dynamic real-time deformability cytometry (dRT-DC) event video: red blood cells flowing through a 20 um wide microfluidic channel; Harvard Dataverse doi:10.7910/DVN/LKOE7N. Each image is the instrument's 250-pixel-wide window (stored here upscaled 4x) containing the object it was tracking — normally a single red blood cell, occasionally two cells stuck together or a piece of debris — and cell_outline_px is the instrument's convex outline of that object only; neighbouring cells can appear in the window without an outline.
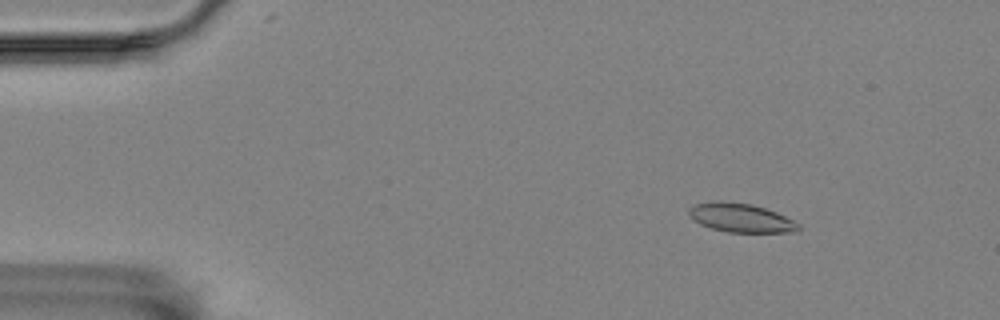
{"species": "Egyptian fruit bat (a non-hibernating species)", "species_latin": "Rousettus aegyptiacus", "temperature_condition": "room temperature", "stored_images_in_passage": 5, "camera_frame_rate_fps": 3000, "um_per_image_px": 0.085, "animal": {"sex": "female"}, "frame": {"image": 1, "passage_image": 3, "time_ms": 2.333, "image_size_px": [1000, 320], "cell_outline_px": [[800, 232], [728, 232], [712, 228], [700, 224], [692, 220], [688, 216], [688, 208], [696, 204], [712, 200], [720, 200], [752, 204], [776, 212], [800, 224]], "centroid_in_image_um": [62.94, 18.5], "position_along_channel_um": 22.1, "area_um2": 18.61}}
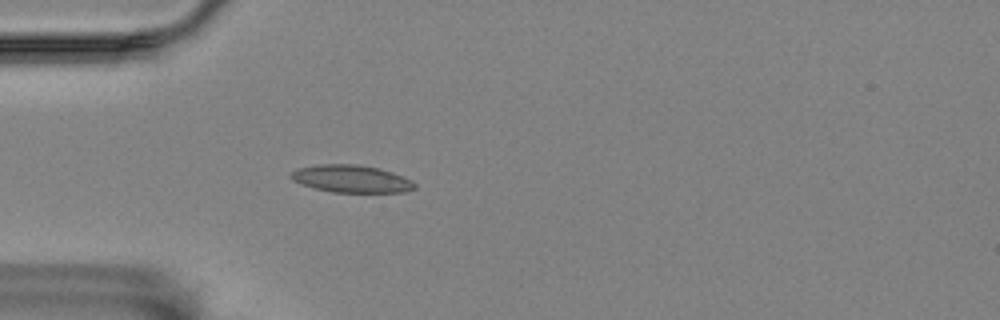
{"frame": {"image": 2, "passage_image": 5, "time_ms": 5.333, "image_size_px": [1000, 320], "cell_outline_px": [[416, 188], [404, 192], [332, 192], [316, 188], [292, 180], [288, 176], [296, 168], [316, 164], [356, 164], [380, 168], [404, 176], [412, 180], [416, 184]], "centroid_in_image_um": [29.88, 15.18], "position_along_channel_um": 55.1, "area_um2": 19.88}}